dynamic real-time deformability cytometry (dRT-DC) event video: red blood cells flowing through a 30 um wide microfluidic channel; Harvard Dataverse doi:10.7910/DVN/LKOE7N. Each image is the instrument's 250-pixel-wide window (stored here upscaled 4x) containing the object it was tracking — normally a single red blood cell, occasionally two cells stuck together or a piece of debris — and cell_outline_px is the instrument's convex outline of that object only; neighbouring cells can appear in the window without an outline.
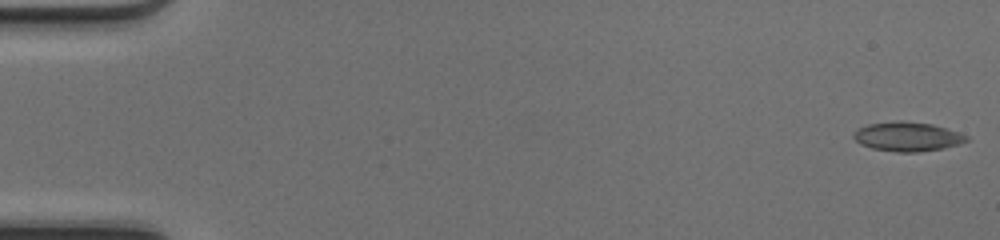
{"species": "common noctule bat (a hibernating species)", "species_latin": "Nyctalus noctula", "temperature_condition": "cold", "stored_images_in_passage": 49, "camera_frame_rate_fps": 3000, "um_per_image_px": 0.085, "animal": {"sex": "female", "body_mass_g": 17.0, "forearm_length_mm": 48.0}, "frame": {"image": 1, "passage_image": 1, "time_ms": 0.0, "image_size_px": [1000, 240], "cell_outline_px": [[968, 140], [944, 148], [920, 152], [896, 152], [872, 148], [860, 144], [852, 136], [856, 128], [868, 124], [896, 120], [900, 120], [932, 124], [948, 128], [960, 132], [968, 136]], "centroid_in_image_um": [77.11, 11.6], "position_along_channel_um": 7.9, "area_um2": 19.42}}
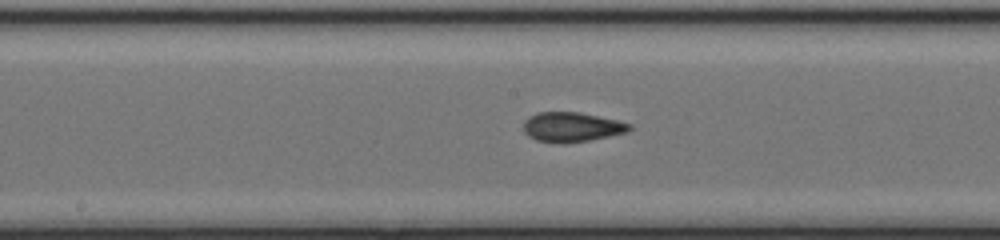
{"frame": {"image": 2, "passage_image": 26, "time_ms": 8.333, "image_size_px": [1000, 240], "cell_outline_px": [[632, 128], [628, 132], [588, 140], [564, 144], [560, 144], [536, 140], [528, 136], [524, 132], [524, 120], [528, 116], [536, 112], [580, 112], [616, 120], [632, 124]], "centroid_in_image_um": [48.57, 10.8], "position_along_channel_um": 199.6, "area_um2": 18.44}}
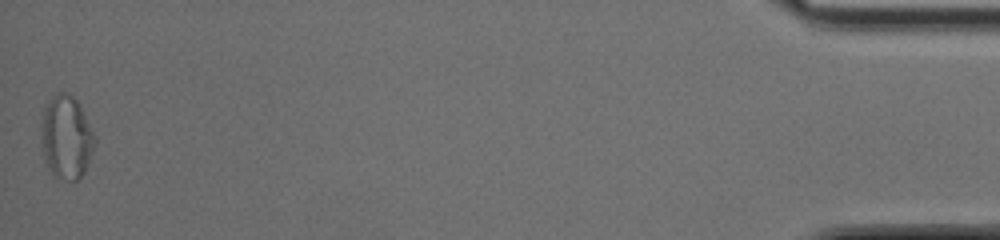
{"frame": {"image": 3, "passage_image": 49, "time_ms": 16.0, "image_size_px": [1000, 240], "cell_outline_px": [[96, 140], [92, 152], [84, 172], [80, 180], [68, 180], [52, 176], [44, 160], [40, 124], [44, 104], [56, 92], [64, 92], [72, 96], [76, 100], [96, 136]], "centroid_in_image_um": [5.61, 11.67], "position_along_channel_um": 429.6, "area_um2": 26.24}, "authors_computed_cell_mechanics": {"area_um2": 18.6694, "velocity_mm_per_s": 4.2299, "shape_relaxation_time_tau1_ms": null, "shape_relaxation_time_tau2_ms": 1.8172, "deformation_change_tau1": null, "deformation_change_tau2": 0.0608}}